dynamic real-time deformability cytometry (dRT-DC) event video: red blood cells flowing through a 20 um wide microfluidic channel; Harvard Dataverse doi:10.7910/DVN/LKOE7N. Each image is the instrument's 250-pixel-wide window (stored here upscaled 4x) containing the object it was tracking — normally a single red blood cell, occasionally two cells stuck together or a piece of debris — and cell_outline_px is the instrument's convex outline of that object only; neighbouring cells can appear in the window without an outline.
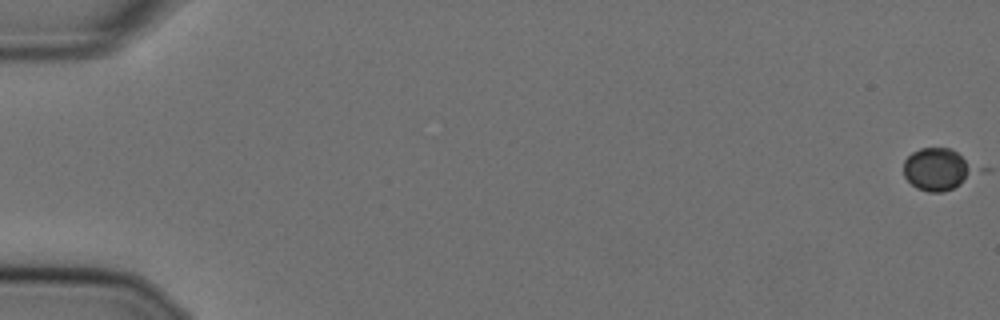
{"species": "Egyptian fruit bat (a non-hibernating species)", "species_latin": "Rousettus aegyptiacus", "temperature_condition": "cold", "stored_images_in_passage": 4, "camera_frame_rate_fps": 3000, "um_per_image_px": 0.085, "animal": {"sex": "female"}, "frame": {"image": 1, "passage_image": 1, "time_ms": 0.0, "image_size_px": [1000, 320], "cell_outline_px": [[972, 172], [960, 184], [944, 192], [928, 192], [916, 188], [904, 176], [904, 160], [912, 152], [920, 148], [952, 148], [972, 168]], "centroid_in_image_um": [79.54, 14.39], "position_along_channel_um": 5.5, "area_um2": 16.88}}